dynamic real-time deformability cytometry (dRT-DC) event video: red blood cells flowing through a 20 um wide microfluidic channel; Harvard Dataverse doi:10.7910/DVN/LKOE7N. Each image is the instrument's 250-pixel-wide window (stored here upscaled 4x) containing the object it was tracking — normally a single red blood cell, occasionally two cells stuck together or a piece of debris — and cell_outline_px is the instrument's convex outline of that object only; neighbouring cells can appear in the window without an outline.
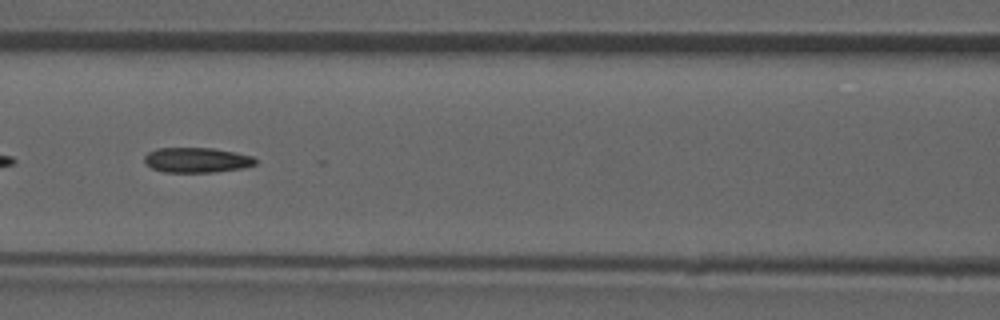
{"species": "common noctule bat (a hibernating species)", "species_latin": "Nyctalus noctula", "temperature_condition": "room temperature", "stored_images_in_passage": 47, "camera_frame_rate_fps": 3000, "um_per_image_px": 0.085, "animal": {"sex": "male", "forearm_length_mm": 52.5}, "frame": {"image": 1, "passage_image": 21, "time_ms": 6.667, "image_size_px": [1000, 320], "cell_outline_px": [[256, 164], [244, 168], [212, 172], [164, 172], [152, 168], [144, 164], [144, 156], [148, 152], [156, 148], [212, 148], [236, 152], [252, 156], [256, 160]], "centroid_in_image_um": [16.7, 13.6], "position_along_channel_um": 149.9, "area_um2": 16.3}, "authors_computed_cell_mechanics": {"area_um2": 16.762, "velocity_mm_per_s": 3.9342, "shape_relaxation_time_tau1_ms": null, "shape_relaxation_time_tau2_ms": 5.2404, "deformation_change_tau1": null, "deformation_change_tau2": 0.0905}}